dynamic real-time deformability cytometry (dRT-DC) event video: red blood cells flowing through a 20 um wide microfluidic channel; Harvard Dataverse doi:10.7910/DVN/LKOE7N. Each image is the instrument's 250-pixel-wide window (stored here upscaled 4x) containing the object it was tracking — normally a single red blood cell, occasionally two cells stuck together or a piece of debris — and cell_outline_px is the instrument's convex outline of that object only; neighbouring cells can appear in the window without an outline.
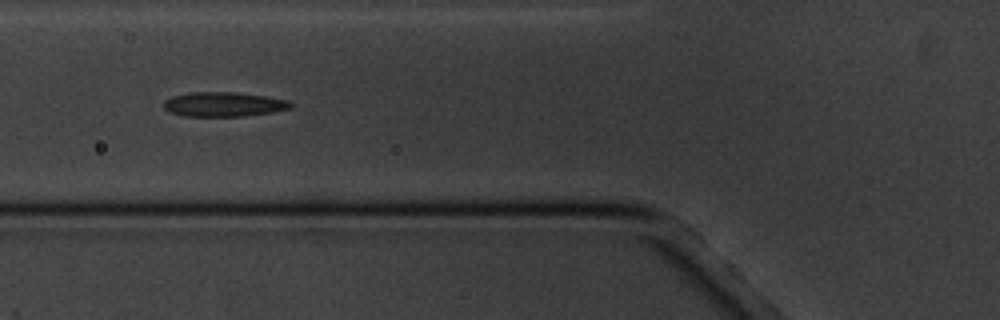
{"species": "common noctule bat (a hibernating species)", "species_latin": "Nyctalus noctula", "temperature_condition": "cold", "stored_images_in_passage": 9, "camera_frame_rate_fps": 3000, "um_per_image_px": 0.085, "animal": {"sex": "male", "body_mass_g": 20.1, "forearm_length_mm": 53.5}, "frame": {"image": 1, "passage_image": 6, "time_ms": 5.667, "image_size_px": [1000, 320], "cell_outline_px": [[292, 108], [272, 112], [244, 116], [184, 116], [168, 112], [164, 108], [164, 100], [172, 96], [192, 92], [232, 92], [268, 96], [288, 100], [292, 104]], "centroid_in_image_um": [19.01, 8.87], "position_along_channel_um": 106.8, "area_um2": 18.21}}
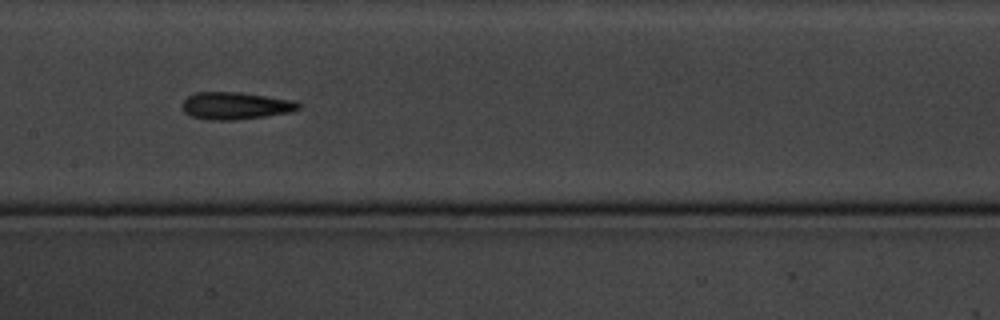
{"frame": {"image": 2, "passage_image": 8, "time_ms": 8.0, "image_size_px": [1000, 320], "cell_outline_px": [[300, 108], [292, 112], [236, 120], [208, 120], [192, 116], [184, 112], [180, 108], [180, 104], [188, 96], [196, 92], [236, 92], [292, 100], [300, 104]], "centroid_in_image_um": [19.96, 8.99], "position_along_channel_um": 187.4, "area_um2": 18.44}}
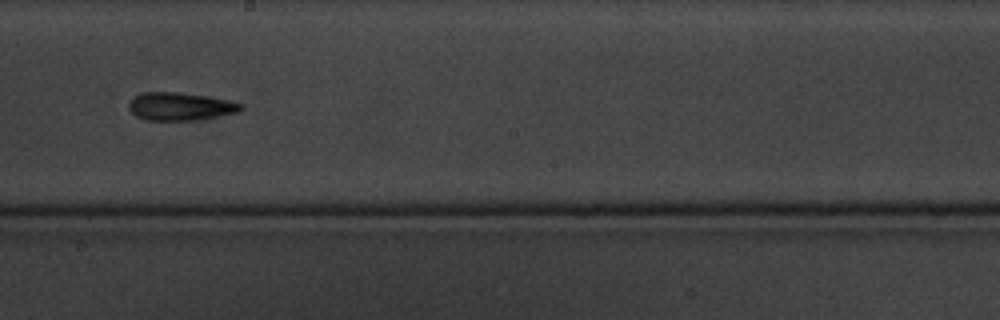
{"frame": {"image": 3, "passage_image": 9, "time_ms": 9.333, "image_size_px": [1000, 320], "cell_outline_px": [[244, 108], [240, 112], [192, 120], [144, 120], [136, 116], [128, 108], [128, 104], [132, 96], [140, 92], [176, 92], [204, 96], [228, 100], [244, 104]], "centroid_in_image_um": [15.28, 9.04], "position_along_channel_um": 232.9, "area_um2": 18.26}}